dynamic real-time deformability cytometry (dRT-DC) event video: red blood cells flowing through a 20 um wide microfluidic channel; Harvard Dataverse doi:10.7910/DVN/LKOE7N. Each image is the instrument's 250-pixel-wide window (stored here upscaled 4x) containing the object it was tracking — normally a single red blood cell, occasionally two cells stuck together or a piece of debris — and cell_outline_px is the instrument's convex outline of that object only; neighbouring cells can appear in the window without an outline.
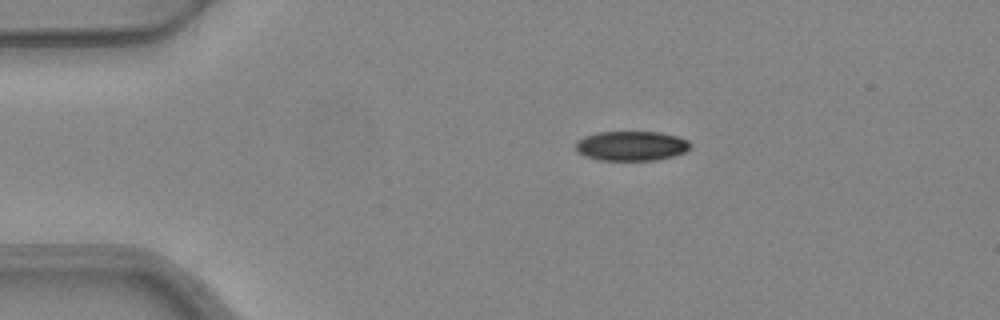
{"species": "common noctule bat (a hibernating species)", "species_latin": "Nyctalus noctula", "temperature_condition": "warm", "stored_images_in_passage": 43, "camera_frame_rate_fps": 3000, "um_per_image_px": 0.085, "animal": {"sex": "female", "body_mass_g": 24.6, "forearm_length_mm": 56.2}, "frame": {"image": 1, "passage_image": 1, "time_ms": 0.0, "image_size_px": [1000, 320], "cell_outline_px": [[692, 144], [684, 152], [672, 156], [656, 160], [600, 160], [584, 156], [576, 152], [576, 140], [584, 136], [596, 132], [660, 132], [676, 136], [688, 140]], "centroid_in_image_um": [53.62, 12.39], "position_along_channel_um": 31.4, "area_um2": 19.88}}
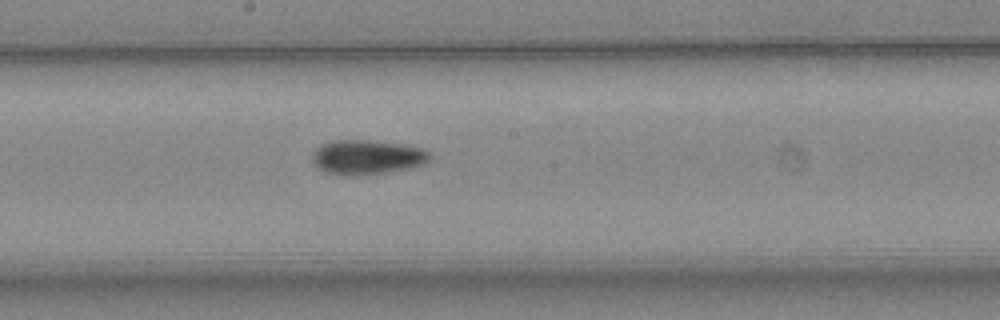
{"frame": {"image": 2, "passage_image": 19, "time_ms": 6.0, "image_size_px": [1000, 320], "cell_outline_px": [[432, 156], [424, 164], [412, 168], [388, 172], [352, 176], [344, 176], [324, 172], [312, 160], [312, 156], [316, 148], [320, 144], [332, 140], [368, 140], [400, 144], [420, 148], [428, 152]], "centroid_in_image_um": [31.18, 13.37], "position_along_channel_um": 217.0, "area_um2": 23.7}}
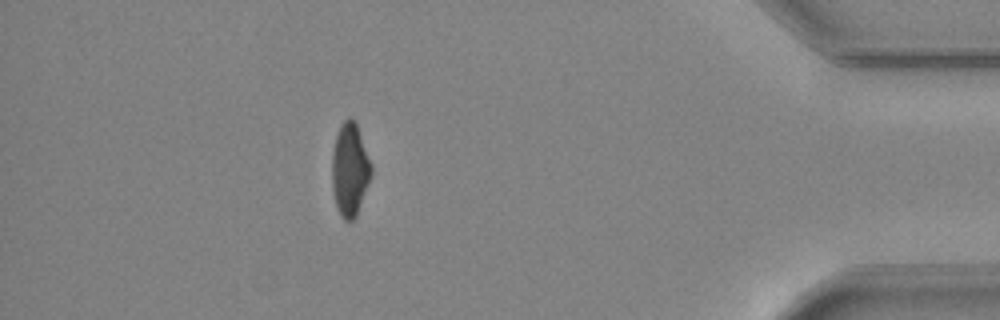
{"frame": {"image": 3, "passage_image": 37, "time_ms": 12.0, "image_size_px": [1000, 320], "cell_outline_px": [[372, 172], [356, 216], [352, 220], [344, 220], [340, 216], [336, 208], [332, 188], [332, 152], [336, 136], [340, 124], [348, 116], [352, 116], [356, 120], [372, 164]], "centroid_in_image_um": [29.73, 14.36], "position_along_channel_um": 405.5, "area_um2": 21.56}, "authors_computed_cell_mechanics": {"area_um2": 22.0218, "velocity_mm_per_s": 3.959, "shape_relaxation_time_tau1_ms": 6.1022, "shape_relaxation_time_tau2_ms": 2.9434, "deformation_change_tau1": 0.1724, "deformation_change_tau2": 0.0861}}